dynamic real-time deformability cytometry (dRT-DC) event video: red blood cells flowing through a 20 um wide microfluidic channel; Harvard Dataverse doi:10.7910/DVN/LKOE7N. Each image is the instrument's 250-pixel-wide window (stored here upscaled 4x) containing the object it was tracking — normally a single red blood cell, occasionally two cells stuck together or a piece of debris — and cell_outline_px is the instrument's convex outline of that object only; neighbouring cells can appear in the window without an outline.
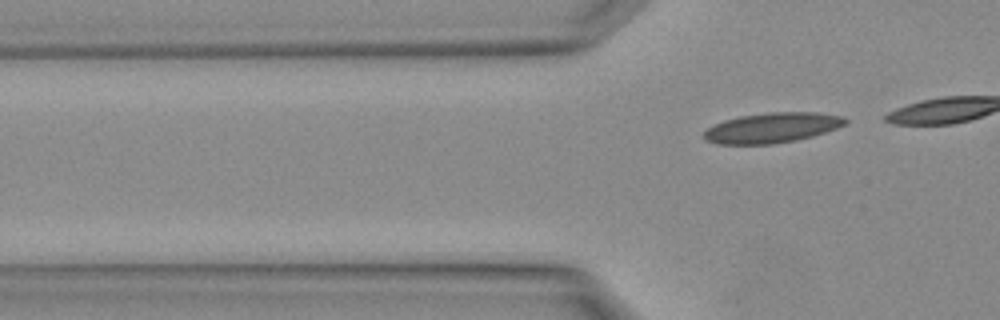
{"species": "Egyptian fruit bat (a non-hibernating species)", "species_latin": "Rousettus aegyptiacus", "temperature_condition": "warm", "stored_images_in_passage": 3, "camera_frame_rate_fps": 3000, "um_per_image_px": 0.085, "animal": {"sex": "female"}, "frame": {"image": 1, "passage_image": 3, "time_ms": 0.667, "image_size_px": [1000, 320], "cell_outline_px": [[848, 120], [844, 124], [836, 128], [812, 136], [796, 140], [772, 144], [716, 144], [708, 140], [704, 136], [704, 132], [708, 128], [724, 120], [740, 116], [768, 112], [816, 112], [840, 116]], "centroid_in_image_um": [65.62, 10.86], "position_along_channel_um": 60.2, "area_um2": 24.51}}